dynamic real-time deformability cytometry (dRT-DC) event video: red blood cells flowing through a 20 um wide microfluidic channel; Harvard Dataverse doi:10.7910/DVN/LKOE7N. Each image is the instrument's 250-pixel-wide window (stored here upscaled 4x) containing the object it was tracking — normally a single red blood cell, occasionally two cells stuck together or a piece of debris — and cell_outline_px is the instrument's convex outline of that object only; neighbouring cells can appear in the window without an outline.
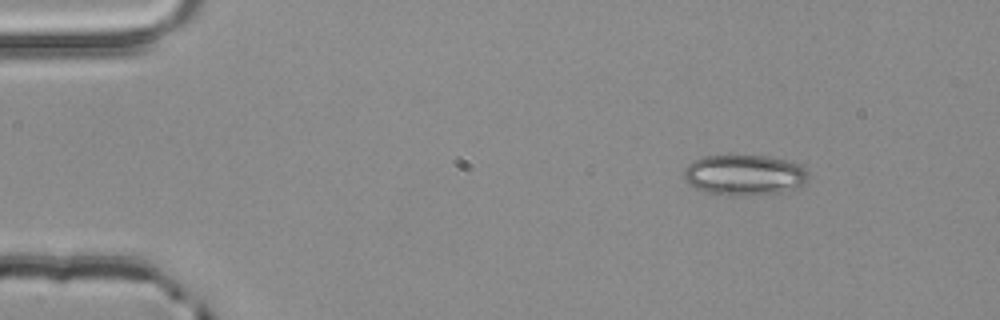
{"species": "common noctule bat (a hibernating species)", "species_latin": "Nyctalus noctula", "temperature_condition": "room temperature", "stored_images_in_passage": 4, "camera_frame_rate_fps": 3000, "um_per_image_px": 0.085, "animal": {"sex": "male", "body_mass_g": 20.4}, "frame": {"image": 1, "passage_image": 1, "time_ms": 0.0, "image_size_px": [1000, 320], "cell_outline_px": [[808, 176], [804, 184], [796, 188], [780, 192], [732, 196], [724, 196], [708, 192], [696, 188], [688, 184], [684, 180], [684, 168], [692, 160], [704, 156], [764, 156], [784, 160], [796, 164], [804, 168], [808, 172]], "centroid_in_image_um": [63.21, 14.88], "position_along_channel_um": 21.8, "area_um2": 29.25}}